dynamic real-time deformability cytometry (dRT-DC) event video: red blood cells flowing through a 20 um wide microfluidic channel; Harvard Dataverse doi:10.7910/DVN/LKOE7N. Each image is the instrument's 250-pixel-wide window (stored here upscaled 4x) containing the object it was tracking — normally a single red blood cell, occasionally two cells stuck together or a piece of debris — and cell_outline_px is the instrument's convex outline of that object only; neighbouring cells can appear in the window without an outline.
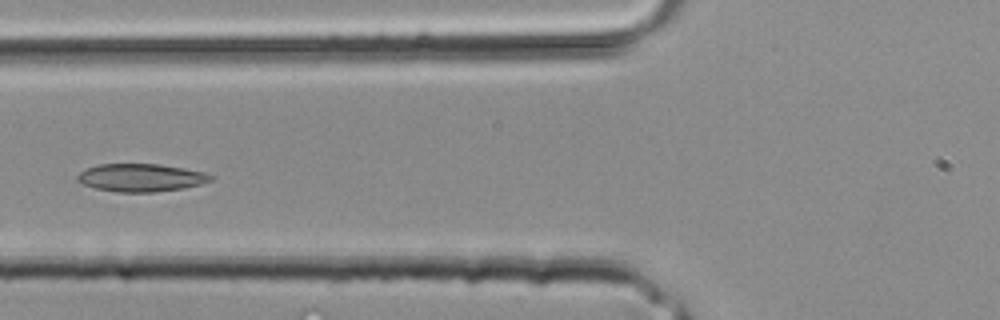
{"species": "common noctule bat (a hibernating species)", "species_latin": "Nyctalus noctula", "temperature_condition": "room temperature", "stored_images_in_passage": 30, "camera_frame_rate_fps": 3000, "um_per_image_px": 0.085, "animal": {"sex": "male", "body_mass_g": 20.4}, "frame": {"image": 1, "passage_image": 10, "time_ms": 3.0, "image_size_px": [1000, 320], "cell_outline_px": [[216, 176], [212, 180], [200, 184], [184, 188], [152, 192], [116, 192], [96, 188], [84, 184], [76, 180], [76, 176], [80, 172], [88, 168], [100, 164], [160, 164], [184, 168], [204, 172]], "centroid_in_image_um": [12.01, 15.1], "position_along_channel_um": 113.8, "area_um2": 21.62}}
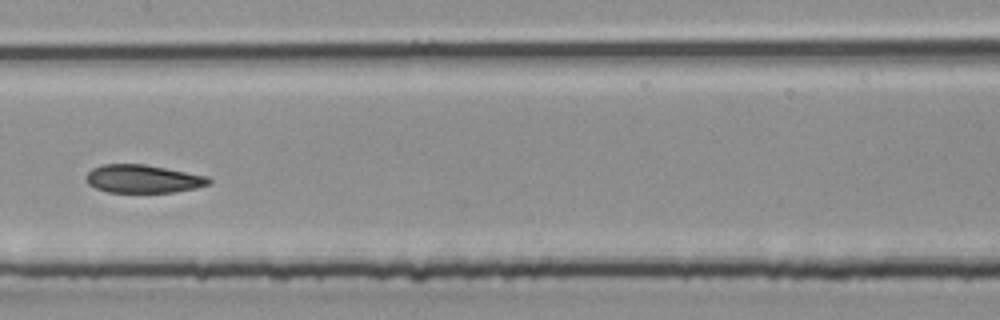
{"frame": {"image": 2, "passage_image": 14, "time_ms": 4.333, "image_size_px": [1000, 320], "cell_outline_px": [[212, 180], [208, 184], [196, 188], [172, 192], [108, 192], [96, 188], [88, 184], [84, 176], [92, 168], [100, 164], [144, 164], [208, 176]], "centroid_in_image_um": [12.12, 15.19], "position_along_channel_um": 195.3, "area_um2": 20.11}}
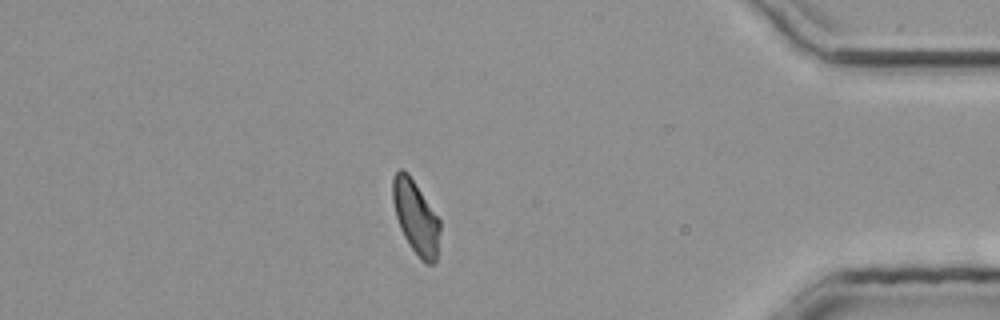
{"frame": {"image": 3, "passage_image": 26, "time_ms": 8.333, "image_size_px": [1000, 320], "cell_outline_px": [[440, 228], [436, 260], [432, 264], [428, 264], [420, 260], [404, 236], [400, 228], [396, 216], [392, 200], [392, 176], [400, 168], [404, 168], [408, 172], [440, 220]], "centroid_in_image_um": [35.32, 18.43], "position_along_channel_um": 399.9, "area_um2": 20.17}}